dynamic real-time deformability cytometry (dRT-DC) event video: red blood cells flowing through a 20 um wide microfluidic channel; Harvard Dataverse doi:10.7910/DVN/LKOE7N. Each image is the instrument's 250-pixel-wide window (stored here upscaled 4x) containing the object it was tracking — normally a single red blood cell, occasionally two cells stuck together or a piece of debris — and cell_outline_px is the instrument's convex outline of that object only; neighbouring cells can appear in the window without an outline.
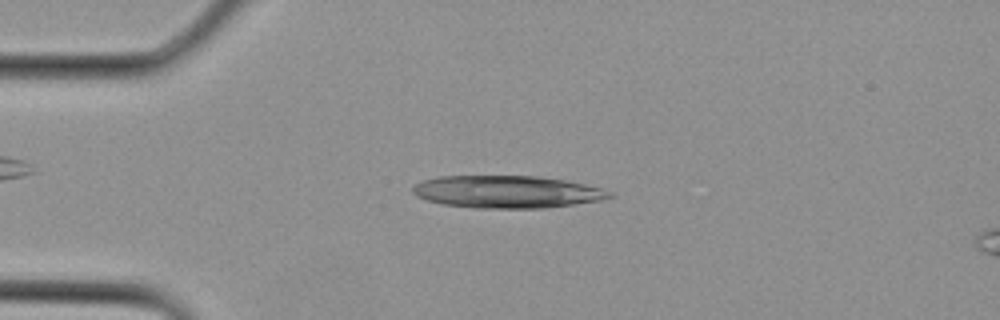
{"species": "Egyptian fruit bat (a non-hibernating species)", "species_latin": "Rousettus aegyptiacus", "temperature_condition": "cold", "stored_images_in_passage": 5, "camera_frame_rate_fps": 3000, "um_per_image_px": 0.085, "animal": {"sex": "female"}, "frame": {"image": 1, "passage_image": 4, "time_ms": 1.0, "image_size_px": [1000, 320], "cell_outline_px": [[616, 196], [604, 200], [544, 208], [476, 208], [444, 204], [428, 200], [416, 196], [412, 192], [412, 188], [416, 184], [424, 180], [440, 176], [540, 176], [564, 180], [604, 188], [612, 192]], "centroid_in_image_um": [43.16, 16.3], "position_along_channel_um": 41.8, "area_um2": 37.28}}